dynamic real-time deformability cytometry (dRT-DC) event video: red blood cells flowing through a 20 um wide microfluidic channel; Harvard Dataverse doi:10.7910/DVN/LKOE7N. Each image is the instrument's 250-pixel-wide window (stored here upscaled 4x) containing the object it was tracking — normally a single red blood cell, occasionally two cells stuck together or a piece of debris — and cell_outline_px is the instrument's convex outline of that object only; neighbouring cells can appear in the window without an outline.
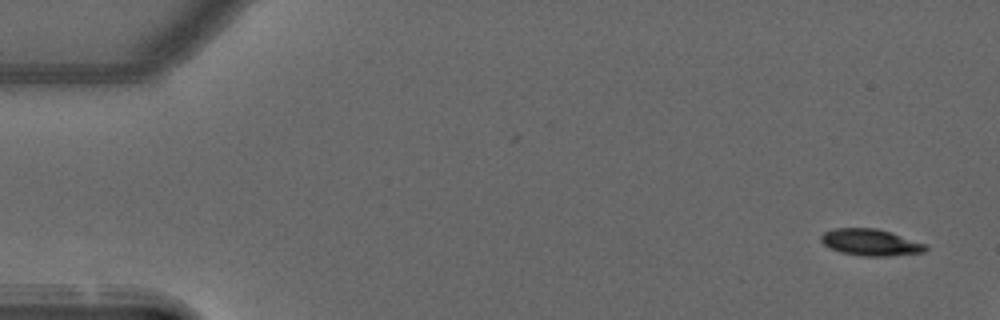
{"species": "common noctule bat (a hibernating species)", "species_latin": "Nyctalus noctula", "temperature_condition": "warm", "stored_images_in_passage": 7, "camera_frame_rate_fps": 3000, "um_per_image_px": 0.085, "animal": {"sex": "male", "forearm_length_mm": 52.5}, "frame": {"image": 1, "passage_image": 1, "time_ms": 0.0, "image_size_px": [1000, 320], "cell_outline_px": [[928, 248], [924, 252], [888, 256], [864, 256], [840, 252], [824, 244], [820, 240], [820, 236], [824, 232], [832, 228], [876, 228], [928, 244]], "centroid_in_image_um": [74.0, 20.6], "position_along_channel_um": 11.0, "area_um2": 16.18}}